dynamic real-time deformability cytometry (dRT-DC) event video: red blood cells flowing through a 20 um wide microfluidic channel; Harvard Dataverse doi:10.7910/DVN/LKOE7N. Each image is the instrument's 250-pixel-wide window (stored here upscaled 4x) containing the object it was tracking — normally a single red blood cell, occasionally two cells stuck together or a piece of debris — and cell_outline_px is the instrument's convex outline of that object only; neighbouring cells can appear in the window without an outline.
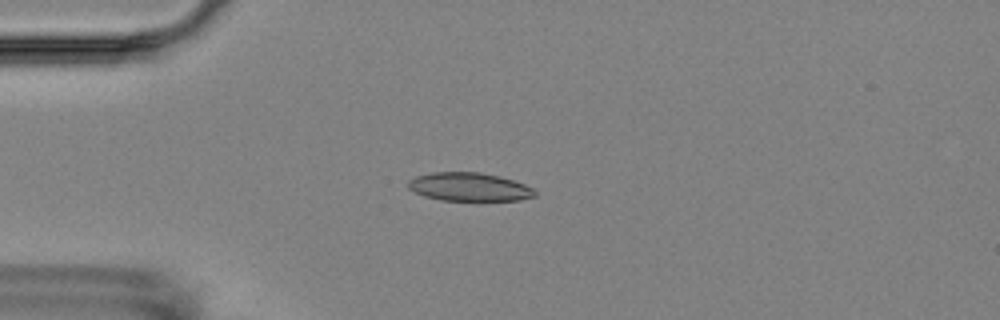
{"species": "Egyptian fruit bat (a non-hibernating species)", "species_latin": "Rousettus aegyptiacus", "temperature_condition": "room temperature", "stored_images_in_passage": 14, "camera_frame_rate_fps": 3000, "um_per_image_px": 0.085, "animal": {"sex": "female"}, "frame": {"image": 1, "passage_image": 2, "time_ms": 1.0, "image_size_px": [1000, 320], "cell_outline_px": [[536, 196], [520, 200], [440, 200], [424, 196], [408, 188], [408, 180], [416, 176], [432, 172], [480, 172], [500, 176], [524, 184], [532, 188], [536, 192]], "centroid_in_image_um": [39.88, 15.88], "position_along_channel_um": 45.1, "area_um2": 20.92}}
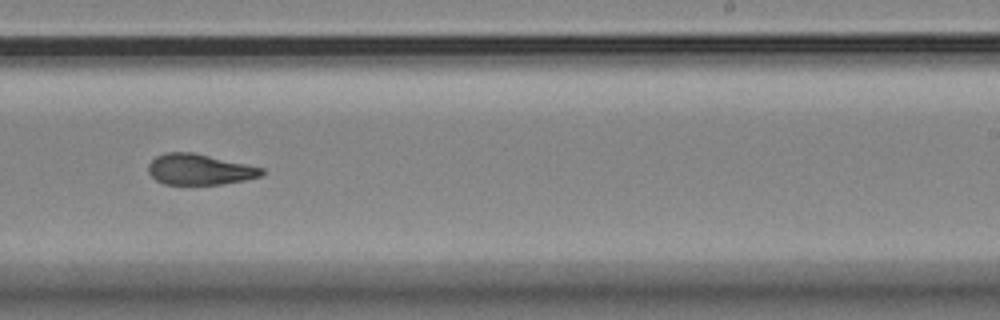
{"frame": {"image": 2, "passage_image": 8, "time_ms": 8.0, "image_size_px": [1000, 320], "cell_outline_px": [[264, 176], [224, 184], [164, 184], [156, 180], [148, 172], [148, 164], [156, 156], [164, 152], [196, 152], [264, 168]], "centroid_in_image_um": [16.98, 14.39], "position_along_channel_um": 272.0, "area_um2": 20.58}}
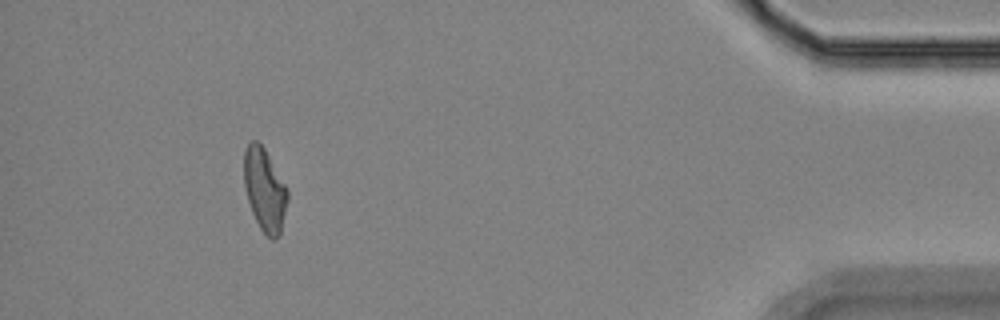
{"frame": {"image": 3, "passage_image": 13, "time_ms": 13.667, "image_size_px": [1000, 320], "cell_outline_px": [[288, 200], [280, 236], [276, 240], [272, 240], [260, 228], [252, 212], [244, 188], [244, 152], [248, 144], [252, 140], [256, 140], [264, 148], [288, 188]], "centroid_in_image_um": [22.51, 16.15], "position_along_channel_um": 412.7, "area_um2": 21.1}, "authors_computed_cell_mechanics": {"area_um2": 21.097, "velocity_mm_per_s": 3.513, "shape_relaxation_time_tau1_ms": 7.5216, "shape_relaxation_time_tau2_ms": 1.9529, "deformation_change_tau1": 0.1846, "deformation_change_tau2": 0.0829}}